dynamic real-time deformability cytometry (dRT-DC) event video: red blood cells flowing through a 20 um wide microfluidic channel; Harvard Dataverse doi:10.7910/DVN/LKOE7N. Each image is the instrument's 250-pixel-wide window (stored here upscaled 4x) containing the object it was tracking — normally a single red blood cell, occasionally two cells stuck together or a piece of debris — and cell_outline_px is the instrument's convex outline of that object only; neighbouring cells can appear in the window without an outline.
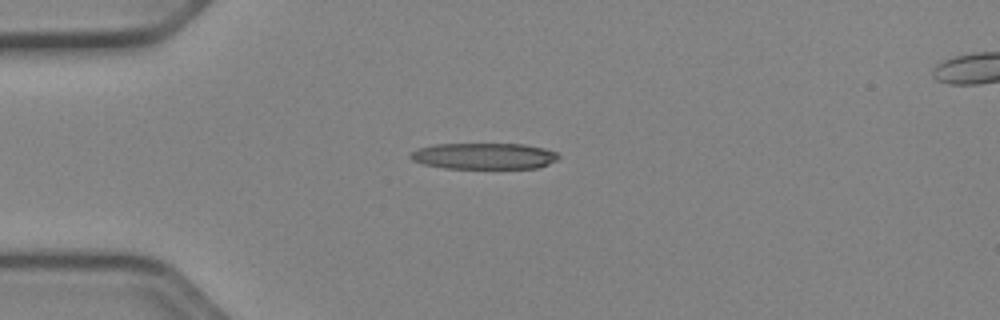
{"species": "Egyptian fruit bat (a non-hibernating species)", "species_latin": "Rousettus aegyptiacus", "temperature_condition": "cold", "stored_images_in_passage": 39, "camera_frame_rate_fps": 3000, "um_per_image_px": 0.085, "animal": {"sex": "female"}, "frame": {"image": 1, "passage_image": 1, "time_ms": 0.0, "image_size_px": [1000, 320], "cell_outline_px": [[560, 156], [556, 160], [540, 168], [444, 168], [424, 164], [412, 160], [408, 156], [412, 152], [420, 148], [432, 144], [524, 144], [544, 148], [556, 152]], "centroid_in_image_um": [41.15, 13.26], "position_along_channel_um": 43.8, "area_um2": 22.6}}
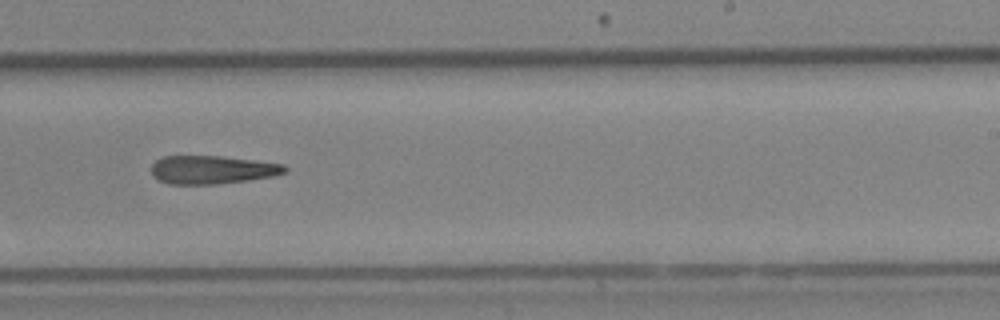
{"frame": {"image": 2, "passage_image": 20, "time_ms": 6.333, "image_size_px": [1000, 320], "cell_outline_px": [[288, 172], [272, 176], [216, 184], [168, 184], [152, 176], [152, 164], [156, 160], [164, 156], [220, 156], [284, 164], [288, 168]], "centroid_in_image_um": [18.02, 14.42], "position_along_channel_um": 271.0, "area_um2": 21.85}}
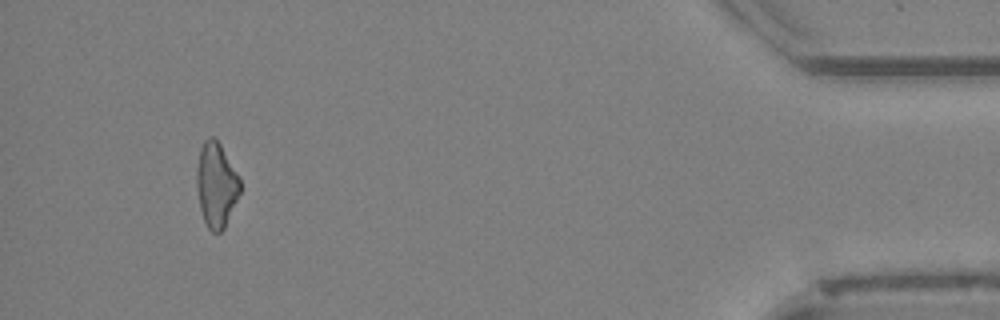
{"frame": {"image": 3, "passage_image": 36, "time_ms": 11.667, "image_size_px": [1000, 320], "cell_outline_px": [[240, 192], [224, 228], [220, 232], [212, 232], [208, 228], [204, 220], [200, 208], [196, 188], [196, 168], [200, 148], [204, 140], [208, 136], [212, 136], [220, 144], [236, 172], [240, 180]], "centroid_in_image_um": [18.35, 15.7], "position_along_channel_um": 416.9, "area_um2": 21.27}}